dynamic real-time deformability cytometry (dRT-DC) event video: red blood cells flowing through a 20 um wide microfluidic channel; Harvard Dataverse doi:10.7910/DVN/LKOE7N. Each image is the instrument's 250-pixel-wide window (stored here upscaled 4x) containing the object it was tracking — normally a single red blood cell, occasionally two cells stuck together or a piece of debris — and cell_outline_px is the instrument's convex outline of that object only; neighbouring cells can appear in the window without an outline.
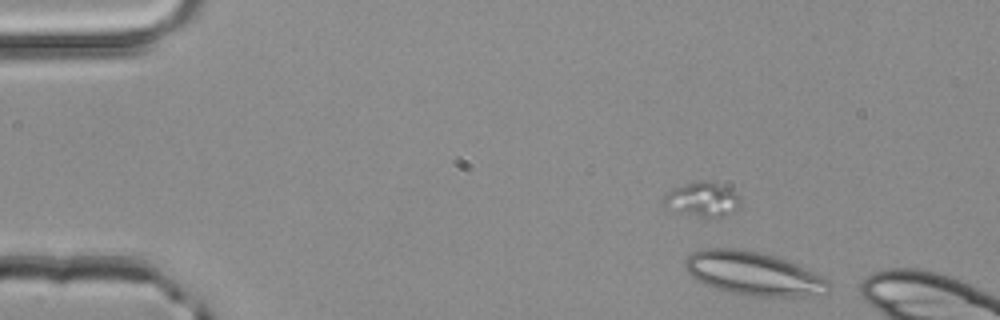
{"species": "common noctule bat (a hibernating species)", "species_latin": "Nyctalus noctula", "temperature_condition": "room temperature", "stored_images_in_passage": 3, "camera_frame_rate_fps": 3000, "um_per_image_px": 0.085, "animal": {"sex": "male", "body_mass_g": 20.4}, "frame": {"image": 1, "passage_image": 1, "time_ms": 0.0, "image_size_px": [1000, 320], "cell_outline_px": [[832, 284], [828, 292], [804, 296], [740, 296], [704, 284], [696, 280], [688, 272], [684, 264], [684, 260], [692, 252], [704, 248], [736, 248], [760, 252], [788, 260], [824, 276]], "centroid_in_image_um": [64.04, 23.25], "position_along_channel_um": 21.0, "area_um2": 36.76}}